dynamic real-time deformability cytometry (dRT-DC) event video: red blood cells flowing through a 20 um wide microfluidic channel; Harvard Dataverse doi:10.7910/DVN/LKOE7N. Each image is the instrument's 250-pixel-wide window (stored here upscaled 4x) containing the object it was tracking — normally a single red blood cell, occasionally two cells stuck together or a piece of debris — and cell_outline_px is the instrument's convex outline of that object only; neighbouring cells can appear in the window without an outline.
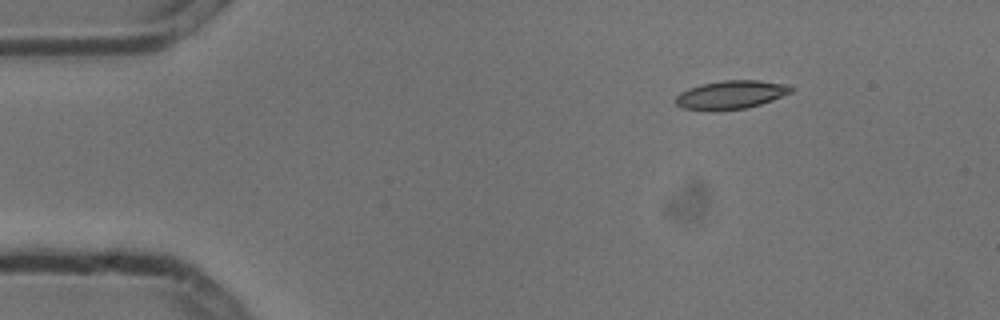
{"species": "common noctule bat (a hibernating species)", "species_latin": "Nyctalus noctula", "temperature_condition": "cold", "stored_images_in_passage": 3, "camera_frame_rate_fps": 3000, "um_per_image_px": 0.085, "animal": {"sex": "male", "body_mass_g": 13.3}, "frame": {"image": 1, "passage_image": 1, "time_ms": 0.0, "image_size_px": [1000, 320], "cell_outline_px": [[792, 92], [772, 100], [760, 104], [744, 108], [684, 108], [676, 104], [672, 100], [680, 92], [688, 88], [700, 84], [724, 80], [760, 80], [792, 84]], "centroid_in_image_um": [62.17, 7.99], "position_along_channel_um": 22.8, "area_um2": 18.67}}